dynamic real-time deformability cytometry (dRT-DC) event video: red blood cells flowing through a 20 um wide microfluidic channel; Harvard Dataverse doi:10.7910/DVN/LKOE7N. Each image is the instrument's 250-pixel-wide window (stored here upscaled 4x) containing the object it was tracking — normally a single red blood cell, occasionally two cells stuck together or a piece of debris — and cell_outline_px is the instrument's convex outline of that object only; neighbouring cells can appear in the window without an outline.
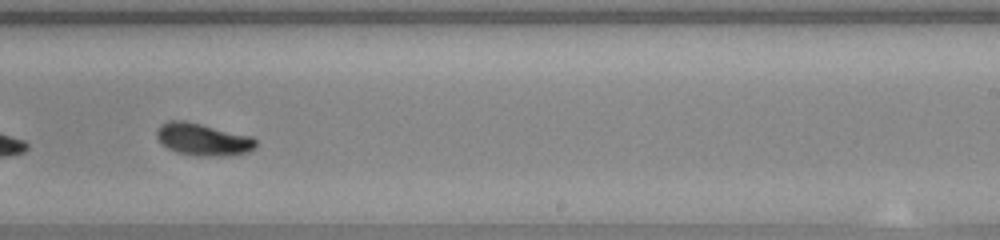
{"species": "common noctule bat (a hibernating species)", "species_latin": "Nyctalus noctula", "temperature_condition": "warm", "stored_images_in_passage": 33, "camera_frame_rate_fps": 3000, "um_per_image_px": 0.085, "animal": {"sex": "female", "body_mass_g": 23.0, "forearm_length_mm": 53.4}, "frame": {"image": 1, "passage_image": 19, "time_ms": 6.0, "image_size_px": [1000, 240], "cell_outline_px": [[256, 148], [248, 152], [224, 156], [196, 156], [176, 152], [168, 148], [156, 136], [156, 132], [160, 124], [168, 120], [184, 120], [252, 136], [256, 140]], "centroid_in_image_um": [17.26, 11.85], "position_along_channel_um": 271.7, "area_um2": 18.67}, "authors_computed_cell_mechanics": {"area_um2": 18.2648, "velocity_mm_per_s": 3.8235, "shape_relaxation_time_tau1_ms": 2.9162, "shape_relaxation_time_tau2_ms": 3.5871, "deformation_change_tau1": 0.1386, "deformation_change_tau2": 0.0766}}